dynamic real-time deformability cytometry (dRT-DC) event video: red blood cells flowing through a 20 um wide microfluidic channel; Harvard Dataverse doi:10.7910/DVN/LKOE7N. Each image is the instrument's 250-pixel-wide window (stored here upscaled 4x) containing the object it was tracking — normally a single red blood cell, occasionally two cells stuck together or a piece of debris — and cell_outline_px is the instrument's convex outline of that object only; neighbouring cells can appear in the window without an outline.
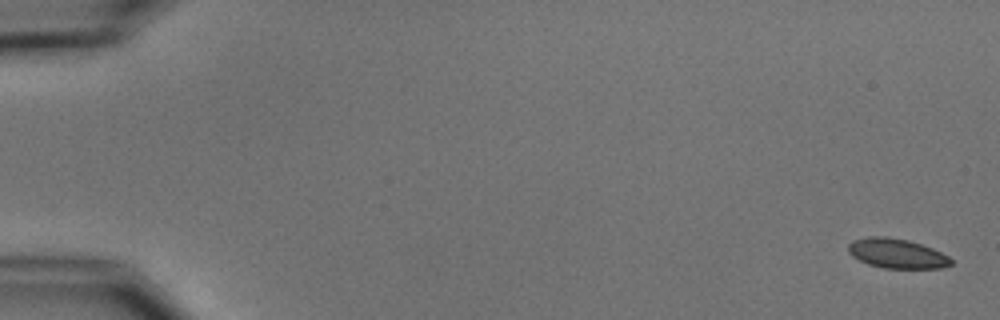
{"species": "common noctule bat (a hibernating species)", "species_latin": "Nyctalus noctula", "temperature_condition": "cold", "stored_images_in_passage": 7, "camera_frame_rate_fps": 3000, "um_per_image_px": 0.085, "animal": {"sex": "male", "body_mass_g": 15.6}, "frame": {"image": 1, "passage_image": 1, "time_ms": 0.0, "image_size_px": [1000, 320], "cell_outline_px": [[952, 264], [940, 268], [884, 268], [868, 264], [852, 256], [848, 252], [848, 244], [852, 240], [868, 236], [888, 236], [908, 240], [932, 248], [948, 256], [952, 260]], "centroid_in_image_um": [76.2, 21.53], "position_along_channel_um": 8.8, "area_um2": 17.74}}
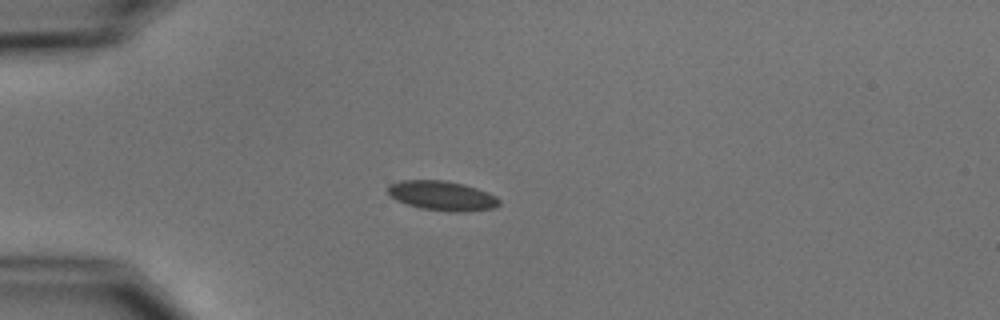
{"frame": {"image": 2, "passage_image": 5, "time_ms": 4.667, "image_size_px": [1000, 320], "cell_outline_px": [[500, 204], [492, 208], [464, 212], [448, 212], [420, 208], [396, 200], [388, 192], [388, 184], [400, 180], [444, 180], [464, 184], [488, 192], [496, 196], [500, 200]], "centroid_in_image_um": [37.58, 16.63], "position_along_channel_um": 47.4, "area_um2": 19.25}}